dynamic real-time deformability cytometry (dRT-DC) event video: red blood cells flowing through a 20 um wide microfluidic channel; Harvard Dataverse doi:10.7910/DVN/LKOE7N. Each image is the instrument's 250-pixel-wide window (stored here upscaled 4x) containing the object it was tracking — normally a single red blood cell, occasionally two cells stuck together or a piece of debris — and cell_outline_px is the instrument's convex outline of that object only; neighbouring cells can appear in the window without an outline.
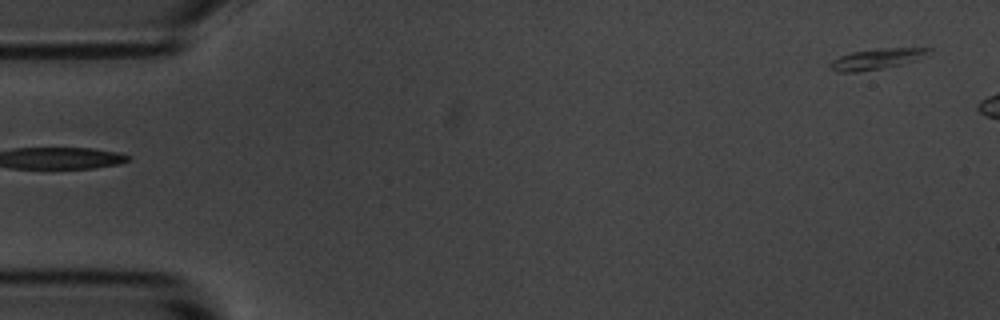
{"species": "common noctule bat (a hibernating species)", "species_latin": "Nyctalus noctula", "temperature_condition": "room temperature", "stored_images_in_passage": 3, "segment_of_instrument_passage": [2, 2], "camera_frame_rate_fps": 3000, "um_per_image_px": 0.085, "animal": {"sex": "male", "body_mass_g": 20.1, "forearm_length_mm": 53.5}, "frame": {"image": 1, "passage_image": 3, "time_ms": 2.333, "image_size_px": [1000, 320], "cell_outline_px": [[932, 48], [924, 56], [916, 60], [900, 64], [880, 68], [856, 72], [836, 72], [828, 68], [828, 64], [832, 60], [840, 56], [852, 52], [884, 48]], "centroid_in_image_um": [74.43, 5.02], "position_along_channel_um": 10.6, "area_um2": 11.62}}